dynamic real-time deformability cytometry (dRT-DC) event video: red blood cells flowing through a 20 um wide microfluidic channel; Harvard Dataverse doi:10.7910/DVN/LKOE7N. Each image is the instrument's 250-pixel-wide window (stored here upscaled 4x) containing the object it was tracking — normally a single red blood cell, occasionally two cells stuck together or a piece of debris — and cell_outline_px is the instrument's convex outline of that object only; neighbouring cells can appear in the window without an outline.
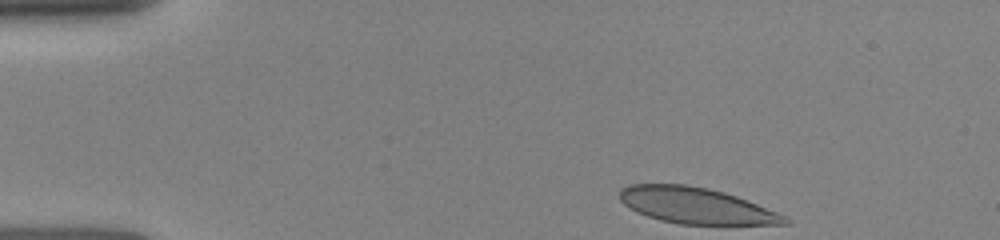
{"species": "human", "species_latin": "Homo sapiens", "temperature_condition": "room temperature", "stored_images_in_passage": 21, "camera_frame_rate_fps": 3000, "um_per_image_px": 0.085, "donor": {"sex": "female"}, "frame": {"image": 1, "passage_image": 1, "time_ms": 0.0, "image_size_px": [1000, 240], "cell_outline_px": [[792, 220], [788, 224], [680, 224], [660, 220], [636, 212], [624, 204], [620, 200], [620, 188], [628, 184], [688, 184], [708, 188], [724, 192], [736, 196], [776, 212]], "centroid_in_image_um": [59.12, 17.47], "position_along_channel_um": 25.9, "area_um2": 34.51}}
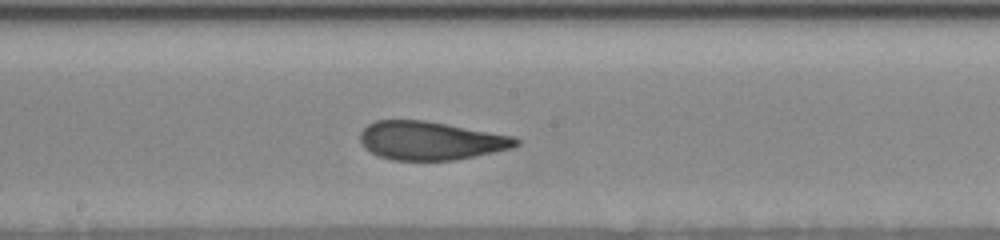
{"frame": {"image": 2, "passage_image": 12, "time_ms": 6.333, "image_size_px": [1000, 240], "cell_outline_px": [[520, 144], [512, 148], [456, 160], [392, 160], [380, 156], [364, 148], [360, 140], [360, 132], [368, 124], [376, 120], [424, 120], [516, 136], [520, 140]], "centroid_in_image_um": [36.62, 11.95], "position_along_channel_um": 211.6, "area_um2": 35.03}}
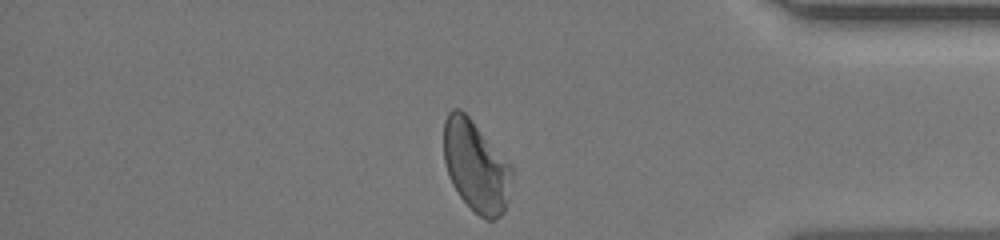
{"frame": {"image": 3, "passage_image": 21, "time_ms": 11.333, "image_size_px": [1000, 240], "cell_outline_px": [[512, 176], [508, 204], [504, 212], [500, 216], [492, 220], [488, 220], [480, 216], [460, 196], [452, 184], [448, 176], [444, 160], [444, 120], [448, 112], [452, 108], [460, 108], [468, 116], [512, 168]], "centroid_in_image_um": [40.43, 14.14], "position_along_channel_um": 394.8, "area_um2": 35.66}}